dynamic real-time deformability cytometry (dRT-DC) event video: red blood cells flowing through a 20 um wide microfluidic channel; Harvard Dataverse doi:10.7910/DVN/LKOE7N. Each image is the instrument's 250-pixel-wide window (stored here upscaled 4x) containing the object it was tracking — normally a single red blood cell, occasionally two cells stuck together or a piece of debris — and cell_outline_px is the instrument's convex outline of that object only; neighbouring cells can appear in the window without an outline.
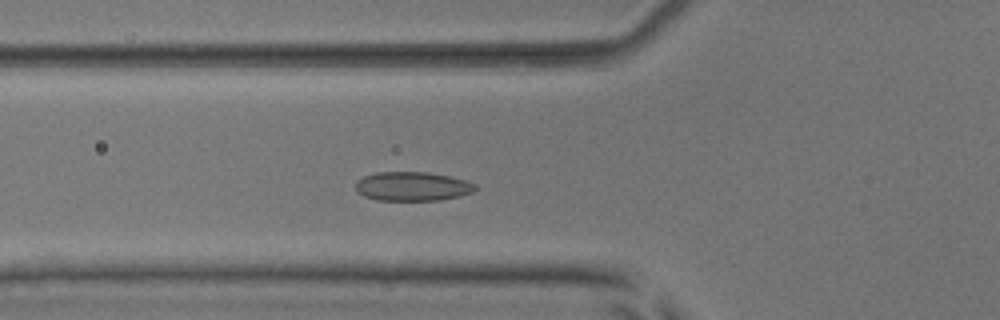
{"species": "common noctule bat (a hibernating species)", "species_latin": "Nyctalus noctula", "temperature_condition": "room temperature", "stored_images_in_passage": 50, "camera_frame_rate_fps": 3000, "um_per_image_px": 0.085, "animal": {"sex": "male", "body_mass_g": 17.9, "forearm_length_mm": 54.2}, "frame": {"image": 1, "passage_image": 16, "time_ms": 5.0, "image_size_px": [1000, 320], "cell_outline_px": [[476, 188], [472, 192], [460, 196], [440, 200], [376, 200], [364, 196], [356, 192], [356, 184], [364, 176], [376, 172], [428, 172], [448, 176], [464, 180], [476, 184]], "centroid_in_image_um": [35.05, 15.84], "position_along_channel_um": 90.8, "area_um2": 20.17}}
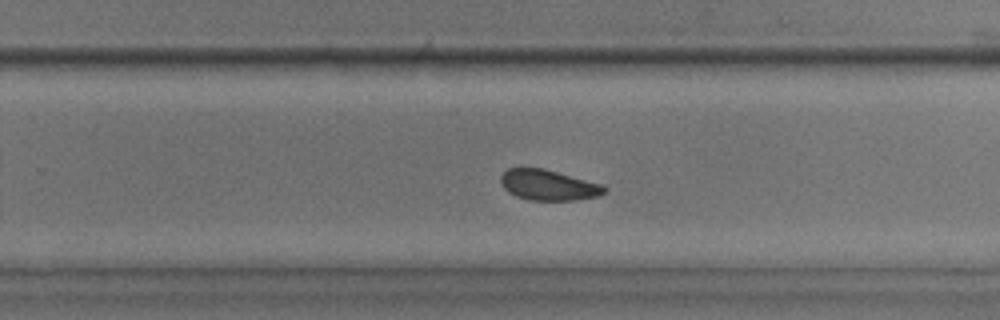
{"frame": {"image": 2, "passage_image": 31, "time_ms": 10.0, "image_size_px": [1000, 320], "cell_outline_px": [[608, 192], [600, 196], [576, 200], [528, 200], [516, 196], [508, 192], [500, 184], [500, 176], [508, 168], [544, 168], [604, 184], [608, 188]], "centroid_in_image_um": [46.66, 15.73], "position_along_channel_um": 283.1, "area_um2": 18.84}}
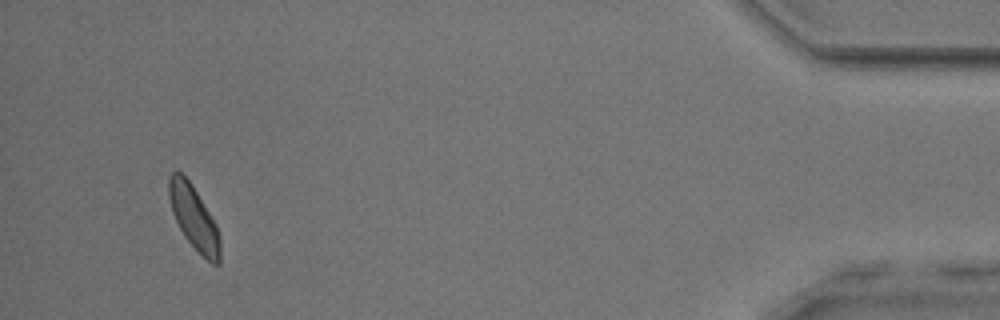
{"frame": {"image": 3, "passage_image": 47, "time_ms": 15.333, "image_size_px": [1000, 320], "cell_outline_px": [[220, 264], [212, 264], [184, 236], [172, 212], [168, 196], [168, 176], [176, 168], [188, 180], [196, 192], [216, 224], [220, 236]], "centroid_in_image_um": [16.46, 18.47], "position_along_channel_um": 418.7, "area_um2": 18.67}, "authors_computed_cell_mechanics": {"area_um2": 19.1318, "velocity_mm_per_s": 3.8635, "shape_relaxation_time_tau1_ms": 4.6268, "shape_relaxation_time_tau2_ms": 3.6575, "deformation_change_tau1": 0.0801, "deformation_change_tau2": 0.0779}}